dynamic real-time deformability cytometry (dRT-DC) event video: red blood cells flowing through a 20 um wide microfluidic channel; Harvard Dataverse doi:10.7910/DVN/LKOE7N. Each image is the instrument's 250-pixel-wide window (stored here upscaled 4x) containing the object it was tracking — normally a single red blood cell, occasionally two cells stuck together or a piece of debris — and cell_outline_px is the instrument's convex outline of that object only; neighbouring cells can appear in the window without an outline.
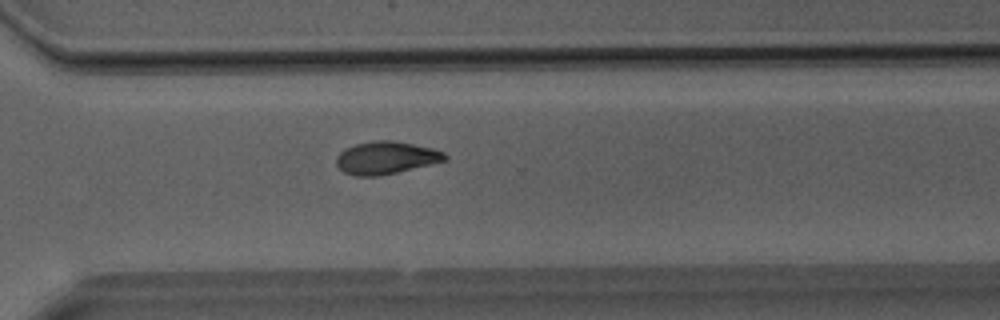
{"species": "Egyptian fruit bat (a non-hibernating species)", "species_latin": "Rousettus aegyptiacus", "temperature_condition": "room temperature", "stored_images_in_passage": 35, "camera_frame_rate_fps": 3000, "um_per_image_px": 0.085, "animal": {"sex": "male"}, "frame": {"image": 1, "passage_image": 25, "time_ms": 8.0, "image_size_px": [1000, 320], "cell_outline_px": [[448, 160], [432, 164], [380, 176], [356, 176], [344, 172], [336, 164], [336, 156], [340, 152], [356, 144], [380, 140], [392, 140], [432, 148], [444, 152], [448, 156]], "centroid_in_image_um": [32.84, 13.42], "position_along_channel_um": 337.8, "area_um2": 20.52}}
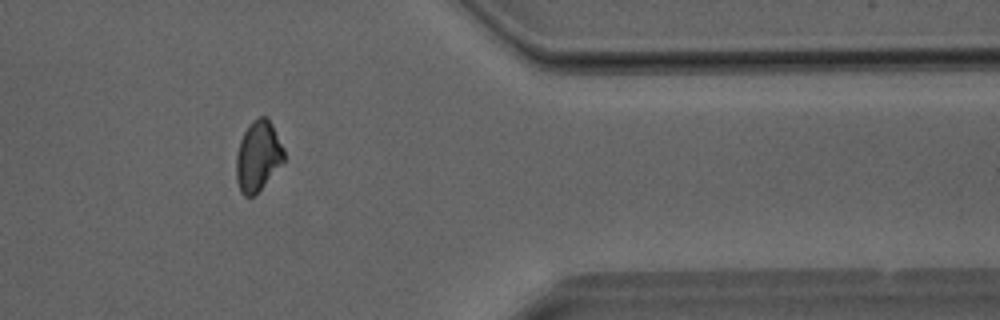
{"frame": {"image": 2, "passage_image": 29, "time_ms": 9.333, "image_size_px": [1000, 320], "cell_outline_px": [[284, 160], [264, 184], [252, 196], [244, 196], [240, 192], [236, 180], [236, 152], [240, 140], [244, 132], [252, 120], [260, 116], [268, 116], [284, 148]], "centroid_in_image_um": [21.91, 13.23], "position_along_channel_um": 389.5, "area_um2": 19.42}}
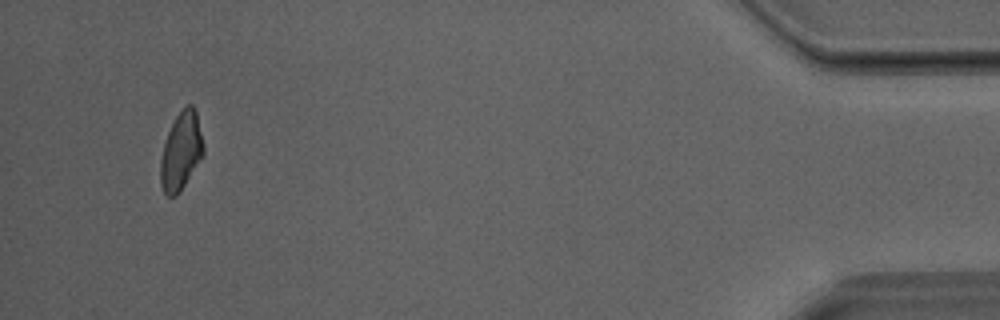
{"frame": {"image": 3, "passage_image": 34, "time_ms": 11.0, "image_size_px": [1000, 320], "cell_outline_px": [[204, 156], [176, 196], [168, 196], [164, 192], [160, 184], [160, 164], [164, 144], [168, 132], [176, 116], [188, 104], [192, 104], [196, 112], [204, 148]], "centroid_in_image_um": [15.39, 12.87], "position_along_channel_um": 419.8, "area_um2": 19.19}}